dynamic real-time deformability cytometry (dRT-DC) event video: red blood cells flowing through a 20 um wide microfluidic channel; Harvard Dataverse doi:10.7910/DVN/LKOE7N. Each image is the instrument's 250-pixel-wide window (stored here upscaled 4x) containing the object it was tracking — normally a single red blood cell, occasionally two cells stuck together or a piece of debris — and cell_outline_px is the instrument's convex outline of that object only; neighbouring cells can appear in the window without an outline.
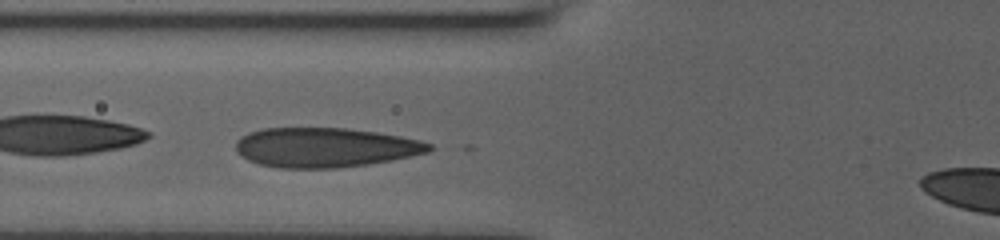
{"species": "human", "species_latin": "Homo sapiens", "temperature_condition": "room temperature", "stored_images_in_passage": 5, "camera_frame_rate_fps": 3000, "um_per_image_px": 0.085, "donor": {"sex": "male"}, "frame": {"image": 1, "passage_image": 5, "time_ms": 2.0, "image_size_px": [1000, 240], "cell_outline_px": [[432, 148], [428, 152], [392, 160], [368, 164], [336, 168], [280, 168], [260, 164], [248, 160], [240, 156], [236, 152], [236, 140], [240, 136], [248, 132], [264, 128], [344, 128], [376, 132], [400, 136], [420, 140], [432, 144]], "centroid_in_image_um": [27.59, 12.53], "position_along_channel_um": 98.2, "area_um2": 44.68}}